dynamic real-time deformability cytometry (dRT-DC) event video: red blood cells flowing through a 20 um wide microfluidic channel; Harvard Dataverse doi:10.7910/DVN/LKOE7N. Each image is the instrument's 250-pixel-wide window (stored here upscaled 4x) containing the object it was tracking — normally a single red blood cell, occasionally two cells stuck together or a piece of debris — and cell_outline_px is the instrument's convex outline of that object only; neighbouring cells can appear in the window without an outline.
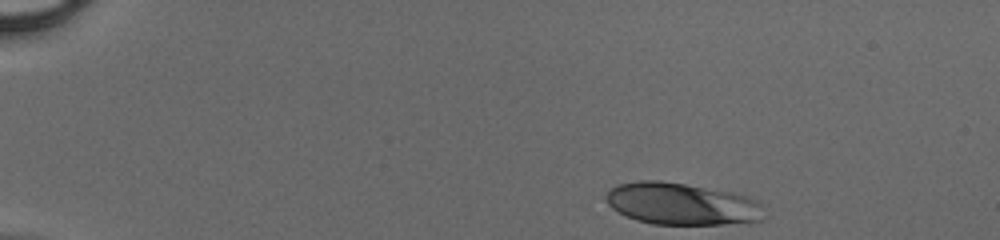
{"species": "human", "species_latin": "Homo sapiens", "temperature_condition": "cold", "stored_images_in_passage": 37, "camera_frame_rate_fps": 3000, "um_per_image_px": 0.085, "donor": {"sex": "male"}, "frame": {"image": 1, "passage_image": 1, "time_ms": 0.0, "image_size_px": [1000, 240], "cell_outline_px": [[760, 220], [720, 224], [652, 224], [636, 220], [612, 208], [608, 204], [608, 192], [612, 188], [620, 184], [640, 180], [660, 180], [732, 192], [744, 196], [752, 200]], "centroid_in_image_um": [57.8, 17.32], "position_along_channel_um": 27.2, "area_um2": 37.22}}
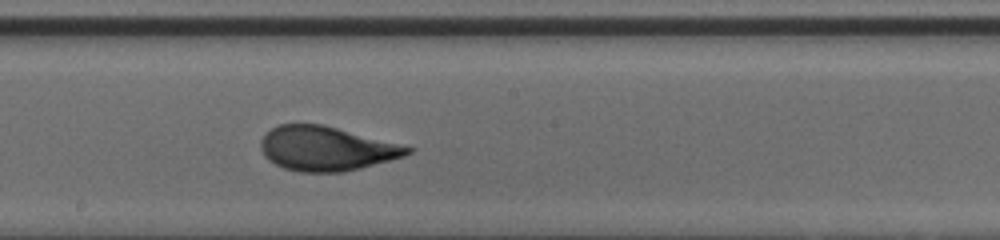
{"frame": {"image": 2, "passage_image": 22, "time_ms": 7.0, "image_size_px": [1000, 240], "cell_outline_px": [[416, 148], [412, 152], [404, 156], [360, 168], [344, 172], [300, 172], [284, 168], [276, 164], [264, 156], [260, 148], [260, 140], [272, 128], [280, 124], [320, 124]], "centroid_in_image_um": [27.72, 12.64], "position_along_channel_um": 220.5, "area_um2": 37.51}}
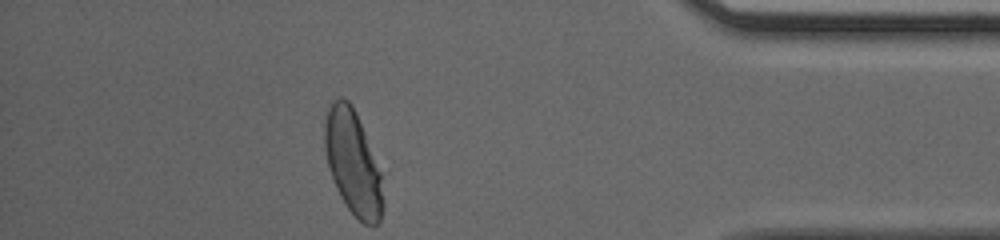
{"frame": {"image": 3, "passage_image": 37, "time_ms": 12.0, "image_size_px": [1000, 240], "cell_outline_px": [[384, 204], [380, 220], [376, 224], [364, 224], [348, 208], [340, 196], [336, 188], [328, 168], [324, 148], [324, 124], [328, 108], [332, 100], [340, 96], [348, 100], [352, 104], [356, 112], [380, 172]], "centroid_in_image_um": [29.97, 13.8], "position_along_channel_um": 405.2, "area_um2": 35.2}}